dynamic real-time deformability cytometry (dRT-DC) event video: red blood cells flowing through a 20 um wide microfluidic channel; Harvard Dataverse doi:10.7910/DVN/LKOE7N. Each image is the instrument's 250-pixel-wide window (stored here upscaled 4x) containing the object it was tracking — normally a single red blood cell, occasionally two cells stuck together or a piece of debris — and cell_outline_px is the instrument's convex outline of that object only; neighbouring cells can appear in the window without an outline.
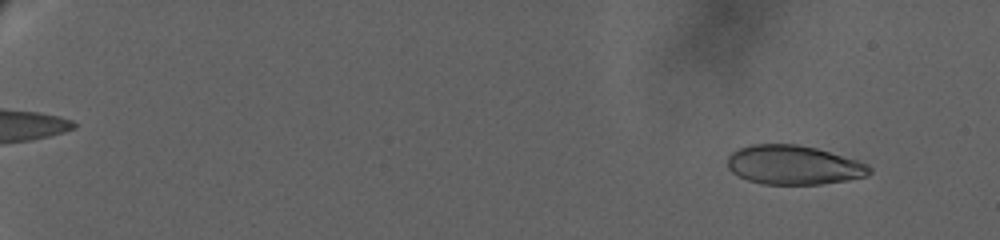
{"species": "human", "species_latin": "Homo sapiens", "temperature_condition": "warm", "stored_images_in_passage": 46, "camera_frame_rate_fps": 3000, "um_per_image_px": 0.085, "donor": {"sex": "female"}, "frame": {"image": 1, "passage_image": 3, "time_ms": 1.333, "image_size_px": [1000, 240], "cell_outline_px": [[872, 172], [868, 176], [820, 184], [760, 184], [748, 180], [732, 172], [728, 168], [728, 156], [732, 152], [748, 144], [800, 144], [816, 148], [856, 160], [868, 164], [872, 168]], "centroid_in_image_um": [67.45, 14.02], "position_along_channel_um": 17.6, "area_um2": 32.37}}
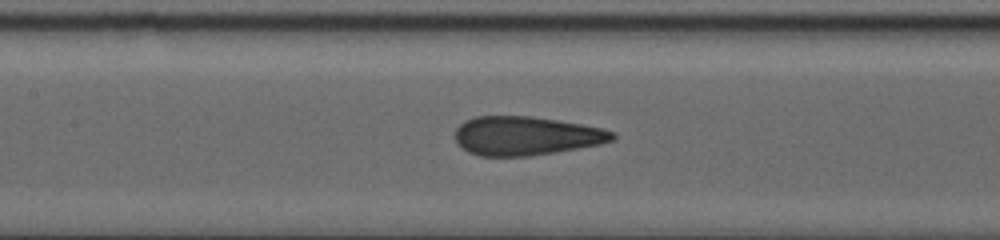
{"frame": {"image": 2, "passage_image": 26, "time_ms": 12.667, "image_size_px": [1000, 240], "cell_outline_px": [[616, 140], [600, 144], [528, 156], [480, 156], [468, 152], [456, 144], [456, 128], [464, 120], [476, 116], [532, 116], [580, 124], [600, 128], [616, 132]], "centroid_in_image_um": [44.68, 11.54], "position_along_channel_um": 162.7, "area_um2": 35.55}}
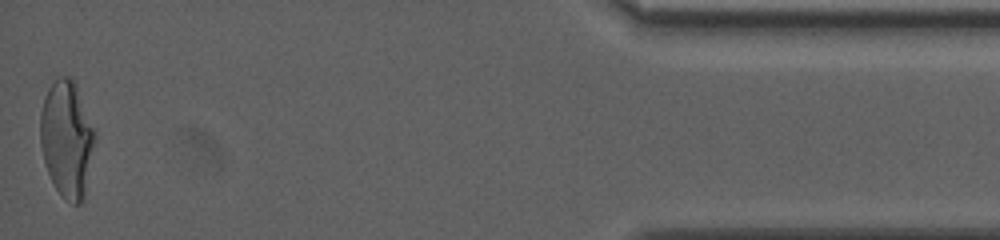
{"frame": {"image": 3, "passage_image": 46, "time_ms": 23.667, "image_size_px": [1000, 240], "cell_outline_px": [[96, 140], [84, 200], [80, 204], [72, 204], [60, 196], [48, 172], [44, 160], [40, 144], [40, 112], [48, 88], [60, 76], [68, 76], [76, 84], [96, 132]], "centroid_in_image_um": [5.7, 11.85], "position_along_channel_um": 429.5, "area_um2": 37.34}}